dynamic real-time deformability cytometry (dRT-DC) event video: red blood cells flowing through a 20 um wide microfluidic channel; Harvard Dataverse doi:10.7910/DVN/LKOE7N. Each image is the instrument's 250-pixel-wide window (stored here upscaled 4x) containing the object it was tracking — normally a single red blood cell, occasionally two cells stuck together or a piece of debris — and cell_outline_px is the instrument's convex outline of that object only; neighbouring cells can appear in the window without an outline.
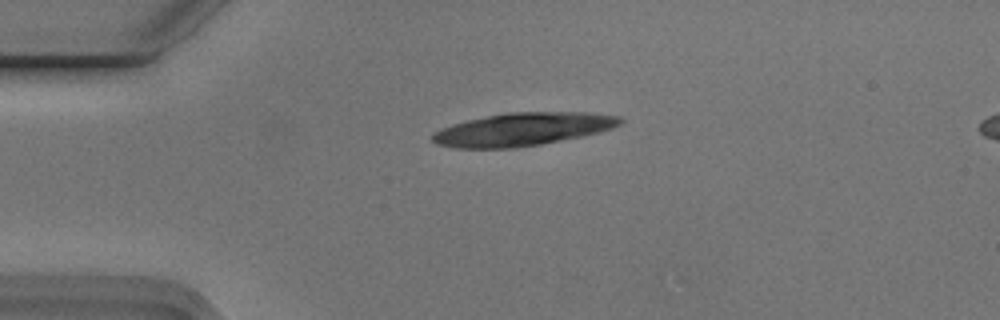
{"species": "Egyptian fruit bat (a non-hibernating species)", "species_latin": "Rousettus aegyptiacus", "temperature_condition": "cold", "stored_images_in_passage": 3, "segment_of_instrument_passage": [1, 2], "camera_frame_rate_fps": 3000, "um_per_image_px": 0.085, "animal": {"sex": "male"}, "frame": {"image": 1, "passage_image": 1, "time_ms": 0.0, "image_size_px": [1000, 320], "cell_outline_px": [[624, 120], [620, 124], [612, 128], [580, 136], [540, 144], [512, 148], [456, 148], [436, 144], [432, 140], [432, 132], [440, 128], [452, 124], [468, 120], [508, 112], [584, 112], [620, 116]], "centroid_in_image_um": [44.38, 10.98], "position_along_channel_um": 40.6, "area_um2": 35.78}}